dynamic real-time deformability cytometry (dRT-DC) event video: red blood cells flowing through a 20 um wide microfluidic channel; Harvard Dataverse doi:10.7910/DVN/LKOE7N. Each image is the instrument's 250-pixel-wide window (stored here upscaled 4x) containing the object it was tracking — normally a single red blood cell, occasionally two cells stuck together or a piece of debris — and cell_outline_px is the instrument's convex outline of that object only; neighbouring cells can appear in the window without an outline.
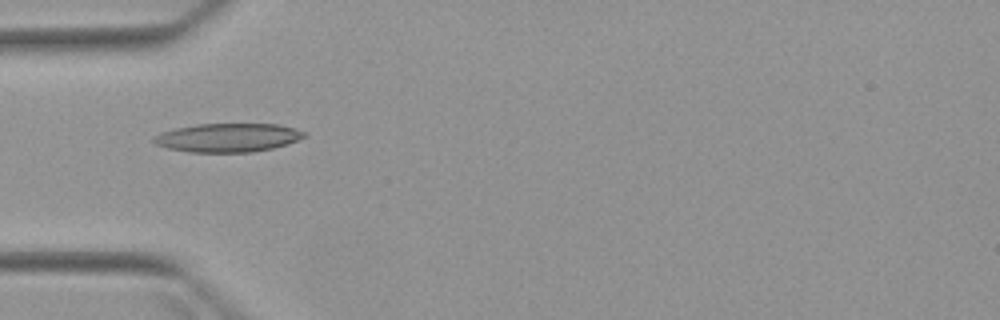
{"species": "Egyptian fruit bat (a non-hibernating species)", "species_latin": "Rousettus aegyptiacus", "temperature_condition": "warm", "stored_images_in_passage": 3, "camera_frame_rate_fps": 3000, "um_per_image_px": 0.085, "animal": {"sex": "female"}, "frame": {"image": 1, "passage_image": 3, "time_ms": 4.667, "image_size_px": [1000, 320], "cell_outline_px": [[308, 136], [272, 148], [252, 152], [188, 152], [168, 148], [156, 144], [152, 140], [152, 136], [160, 132], [176, 128], [196, 124], [276, 124], [296, 128], [304, 132]], "centroid_in_image_um": [19.33, 11.69], "position_along_channel_um": 65.7, "area_um2": 25.09}}